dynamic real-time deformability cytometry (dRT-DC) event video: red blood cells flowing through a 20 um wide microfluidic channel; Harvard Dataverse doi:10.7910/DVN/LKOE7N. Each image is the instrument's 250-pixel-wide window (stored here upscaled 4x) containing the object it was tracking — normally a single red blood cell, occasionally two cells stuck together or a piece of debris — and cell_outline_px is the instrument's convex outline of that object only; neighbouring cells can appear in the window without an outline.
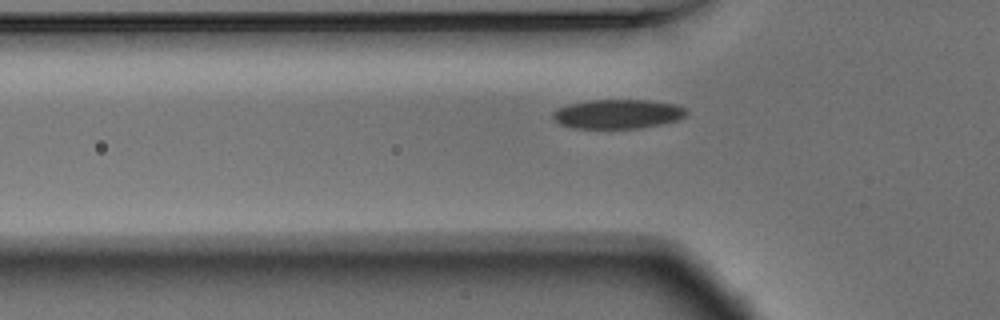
{"species": "Egyptian fruit bat (a non-hibernating species)", "species_latin": "Rousettus aegyptiacus", "temperature_condition": "warm", "stored_images_in_passage": 37, "camera_frame_rate_fps": 3000, "um_per_image_px": 0.085, "animal": {"sex": "male"}, "frame": {"image": 1, "passage_image": 4, "time_ms": 1.0, "image_size_px": [1000, 320], "cell_outline_px": [[688, 112], [684, 116], [676, 120], [660, 124], [640, 128], [572, 128], [560, 124], [552, 116], [552, 112], [556, 108], [568, 104], [592, 100], [648, 100], [676, 104], [684, 108]], "centroid_in_image_um": [52.48, 9.68], "position_along_channel_um": 73.3, "area_um2": 22.72}}
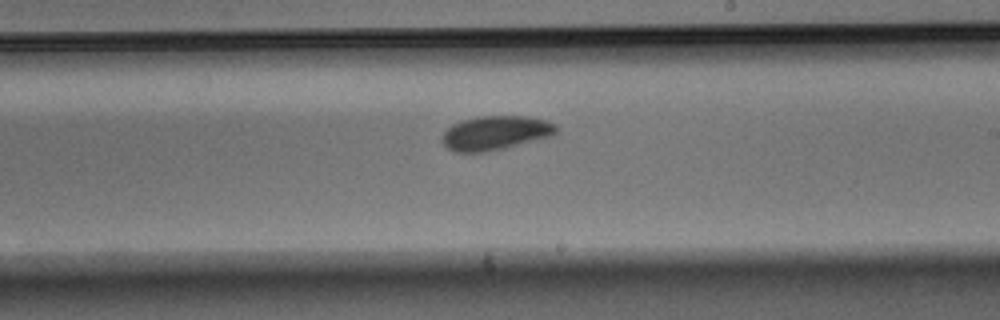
{"frame": {"image": 2, "passage_image": 18, "time_ms": 5.667, "image_size_px": [1000, 320], "cell_outline_px": [[556, 132], [548, 136], [504, 148], [480, 152], [456, 152], [448, 148], [440, 140], [444, 132], [452, 124], [476, 116], [528, 116], [544, 120], [556, 124]], "centroid_in_image_um": [42.06, 11.28], "position_along_channel_um": 246.9, "area_um2": 22.31}}
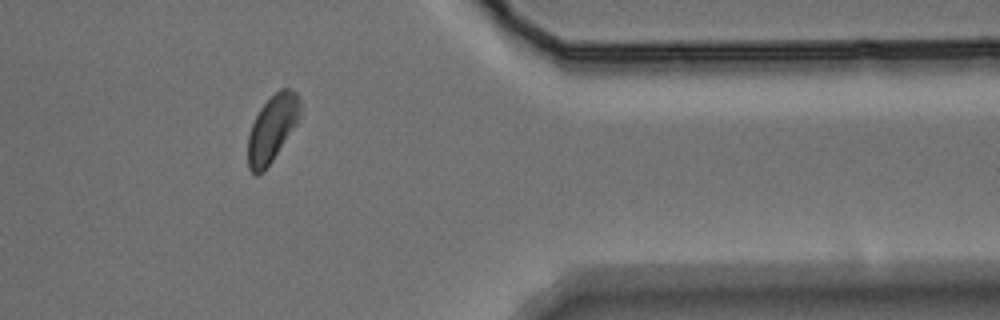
{"frame": {"image": 3, "passage_image": 31, "time_ms": 10.0, "image_size_px": [1000, 320], "cell_outline_px": [[304, 112], [264, 172], [256, 176], [248, 168], [248, 136], [252, 124], [260, 108], [280, 88], [288, 88], [296, 92], [300, 96]], "centroid_in_image_um": [23.17, 10.89], "position_along_channel_um": 388.2, "area_um2": 20.4}}